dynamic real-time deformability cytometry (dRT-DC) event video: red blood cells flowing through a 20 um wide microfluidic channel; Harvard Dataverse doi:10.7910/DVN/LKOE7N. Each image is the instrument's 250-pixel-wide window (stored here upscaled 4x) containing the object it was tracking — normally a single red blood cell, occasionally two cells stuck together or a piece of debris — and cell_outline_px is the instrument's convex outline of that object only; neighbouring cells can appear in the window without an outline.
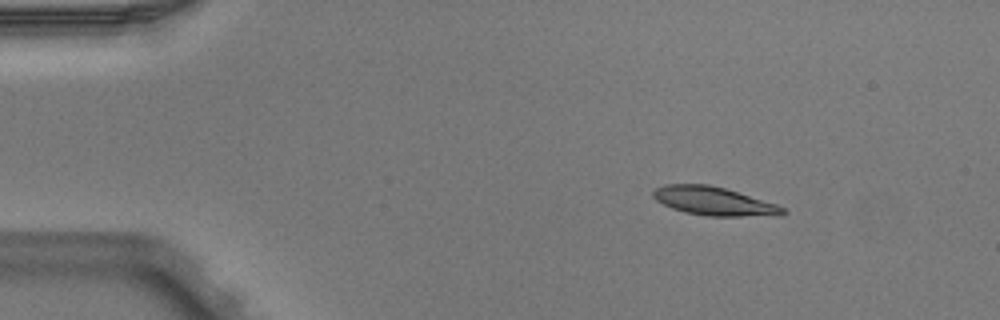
{"species": "Egyptian fruit bat (a non-hibernating species)", "species_latin": "Rousettus aegyptiacus", "temperature_condition": "warm", "stored_images_in_passage": 4, "camera_frame_rate_fps": 3000, "um_per_image_px": 0.085, "animal": {"sex": "male"}, "frame": {"image": 1, "passage_image": 2, "time_ms": 0.333, "image_size_px": [1000, 320], "cell_outline_px": [[788, 212], [780, 216], [708, 216], [684, 212], [672, 208], [656, 200], [652, 196], [652, 192], [656, 188], [664, 184], [708, 184], [724, 188], [776, 204], [784, 208]], "centroid_in_image_um": [60.68, 17.1], "position_along_channel_um": 24.3, "area_um2": 21.5}}